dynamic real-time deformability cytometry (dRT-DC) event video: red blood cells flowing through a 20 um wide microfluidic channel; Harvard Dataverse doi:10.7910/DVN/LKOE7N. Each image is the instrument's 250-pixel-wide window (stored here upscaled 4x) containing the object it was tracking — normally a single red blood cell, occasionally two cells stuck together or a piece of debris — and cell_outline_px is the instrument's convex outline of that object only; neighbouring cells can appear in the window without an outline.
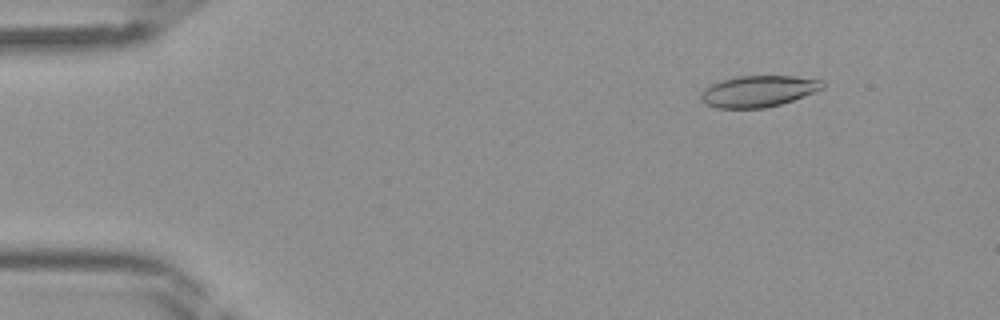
{"species": "Egyptian fruit bat (a non-hibernating species)", "species_latin": "Rousettus aegyptiacus", "temperature_condition": "room temperature", "stored_images_in_passage": 45, "camera_frame_rate_fps": 3000, "um_per_image_px": 0.085, "frame": {"image": 1, "passage_image": 6, "time_ms": 1.667, "image_size_px": [1000, 320], "cell_outline_px": [[824, 88], [792, 100], [780, 104], [764, 108], [716, 108], [704, 104], [700, 100], [700, 92], [704, 88], [712, 84], [724, 80], [740, 76], [796, 76], [824, 80]], "centroid_in_image_um": [64.44, 7.76], "position_along_channel_um": 20.6, "area_um2": 22.2}}
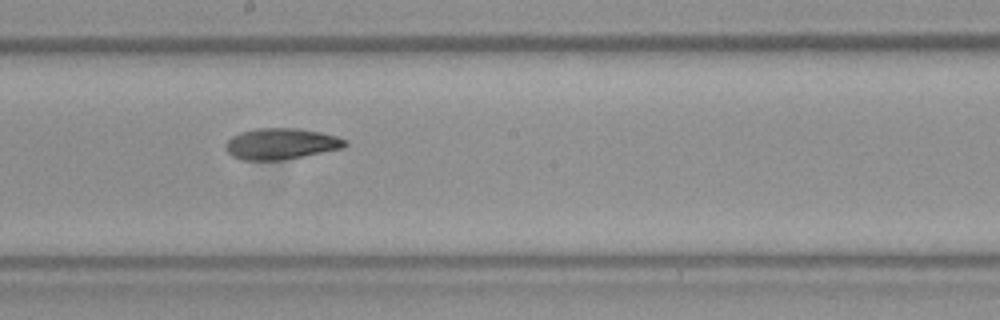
{"frame": {"image": 2, "passage_image": 25, "time_ms": 8.0, "image_size_px": [1000, 320], "cell_outline_px": [[348, 144], [344, 148], [304, 156], [280, 160], [244, 160], [232, 156], [224, 148], [224, 144], [232, 136], [240, 132], [256, 128], [296, 128], [320, 132], [336, 136], [348, 140]], "centroid_in_image_um": [23.89, 12.22], "position_along_channel_um": 224.3, "area_um2": 21.79}}
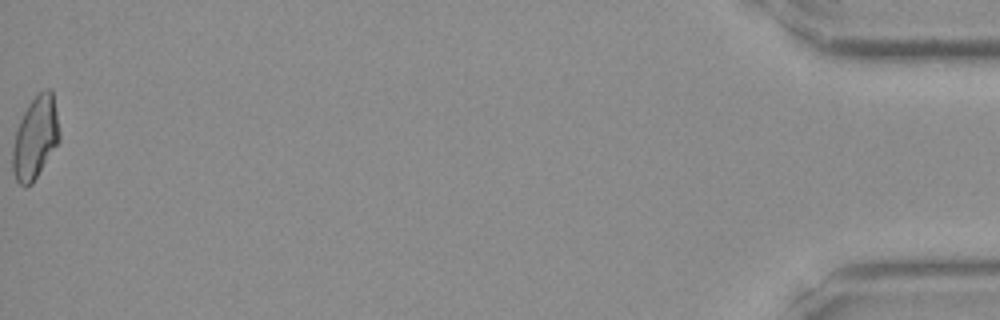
{"frame": {"image": 3, "passage_image": 45, "time_ms": 14.667, "image_size_px": [1000, 320], "cell_outline_px": [[60, 140], [32, 184], [20, 184], [16, 180], [12, 172], [12, 148], [16, 128], [28, 104], [44, 88], [48, 88], [52, 92], [60, 132]], "centroid_in_image_um": [2.99, 11.71], "position_along_channel_um": 432.2, "area_um2": 22.31}}